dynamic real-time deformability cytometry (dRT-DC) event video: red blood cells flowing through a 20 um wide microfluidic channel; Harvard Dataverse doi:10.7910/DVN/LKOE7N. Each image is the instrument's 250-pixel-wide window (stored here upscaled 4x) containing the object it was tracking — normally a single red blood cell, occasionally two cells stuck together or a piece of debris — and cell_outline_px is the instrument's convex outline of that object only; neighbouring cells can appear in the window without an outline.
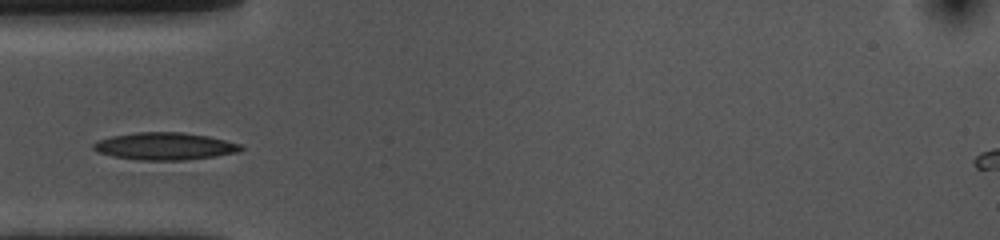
{"species": "common noctule bat (a hibernating species)", "species_latin": "Nyctalus noctula", "temperature_condition": "cold", "stored_images_in_passage": 38, "camera_frame_rate_fps": 3000, "um_per_image_px": 0.085, "animal": {"sex": "female", "body_mass_g": 10.0, "forearm_length_mm": 53.1}, "frame": {"image": 1, "passage_image": 1, "time_ms": 0.0, "image_size_px": [1000, 240], "cell_outline_px": [[244, 148], [240, 152], [216, 156], [184, 160], [140, 160], [112, 156], [96, 152], [92, 148], [92, 144], [96, 140], [112, 136], [136, 132], [184, 132], [208, 136], [244, 144]], "centroid_in_image_um": [14.02, 12.42], "position_along_channel_um": 71.0, "area_um2": 23.81}}
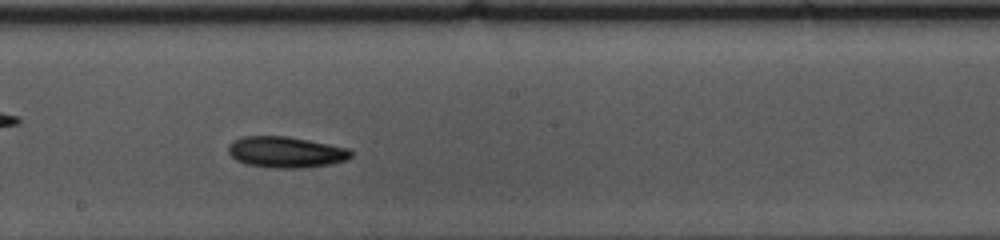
{"frame": {"image": 2, "passage_image": 14, "time_ms": 4.333, "image_size_px": [1000, 240], "cell_outline_px": [[352, 156], [344, 160], [332, 164], [304, 168], [276, 168], [248, 164], [236, 160], [228, 152], [228, 144], [232, 140], [240, 136], [288, 136], [348, 148], [352, 152]], "centroid_in_image_um": [24.27, 12.92], "position_along_channel_um": 223.9, "area_um2": 22.25}}
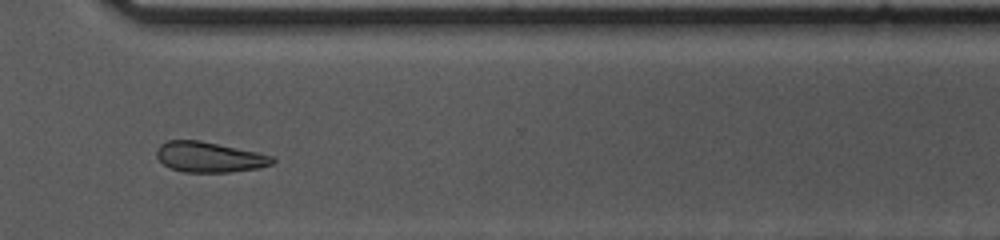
{"frame": {"image": 3, "passage_image": 25, "time_ms": 8.0, "image_size_px": [1000, 240], "cell_outline_px": [[276, 160], [272, 164], [260, 168], [228, 172], [184, 172], [172, 168], [164, 164], [156, 156], [156, 148], [160, 144], [168, 140], [200, 140], [256, 152], [272, 156]], "centroid_in_image_um": [17.78, 13.35], "position_along_channel_um": 352.8, "area_um2": 20.4}}